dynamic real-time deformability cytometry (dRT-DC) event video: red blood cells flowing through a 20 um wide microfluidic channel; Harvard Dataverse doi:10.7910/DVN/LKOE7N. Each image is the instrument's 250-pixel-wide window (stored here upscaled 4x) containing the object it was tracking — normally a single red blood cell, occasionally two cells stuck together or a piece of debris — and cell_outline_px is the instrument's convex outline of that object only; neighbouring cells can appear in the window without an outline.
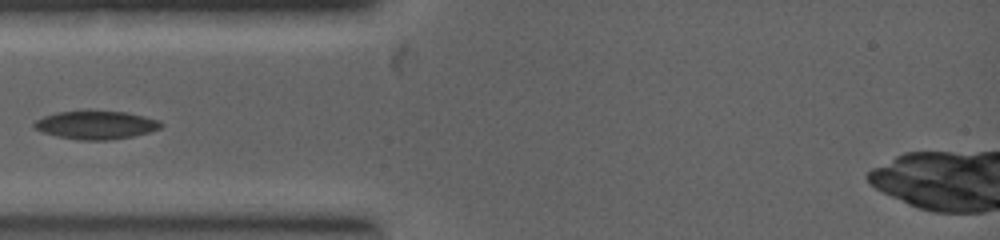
{"species": "common noctule bat (a hibernating species)", "species_latin": "Nyctalus noctula", "temperature_condition": "warm", "stored_images_in_passage": 6, "camera_frame_rate_fps": 5000, "um_per_image_px": 0.085, "animal": {"sex": "female", "body_mass_g": 19.0, "forearm_length_mm": 53.3}, "frame": {"image": 1, "passage_image": 3, "time_ms": 2.2, "image_size_px": [1000, 240], "cell_outline_px": [[164, 124], [160, 128], [148, 132], [132, 136], [108, 140], [80, 140], [56, 136], [32, 128], [32, 124], [36, 120], [44, 116], [56, 112], [124, 112], [144, 116], [160, 120]], "centroid_in_image_um": [8.15, 10.64], "position_along_channel_um": 76.9, "area_um2": 20.58}}
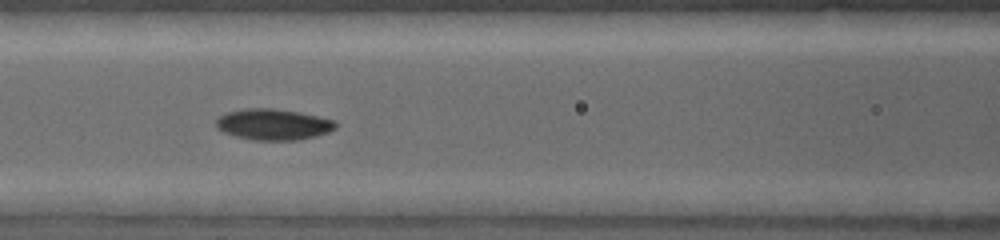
{"frame": {"image": 2, "passage_image": 5, "time_ms": 3.2, "image_size_px": [1000, 240], "cell_outline_px": [[336, 128], [328, 132], [316, 136], [296, 140], [252, 140], [236, 136], [224, 132], [216, 128], [216, 120], [220, 116], [228, 112], [248, 108], [272, 108], [300, 112], [336, 120]], "centroid_in_image_um": [23.25, 10.57], "position_along_channel_um": 143.4, "area_um2": 21.62}}